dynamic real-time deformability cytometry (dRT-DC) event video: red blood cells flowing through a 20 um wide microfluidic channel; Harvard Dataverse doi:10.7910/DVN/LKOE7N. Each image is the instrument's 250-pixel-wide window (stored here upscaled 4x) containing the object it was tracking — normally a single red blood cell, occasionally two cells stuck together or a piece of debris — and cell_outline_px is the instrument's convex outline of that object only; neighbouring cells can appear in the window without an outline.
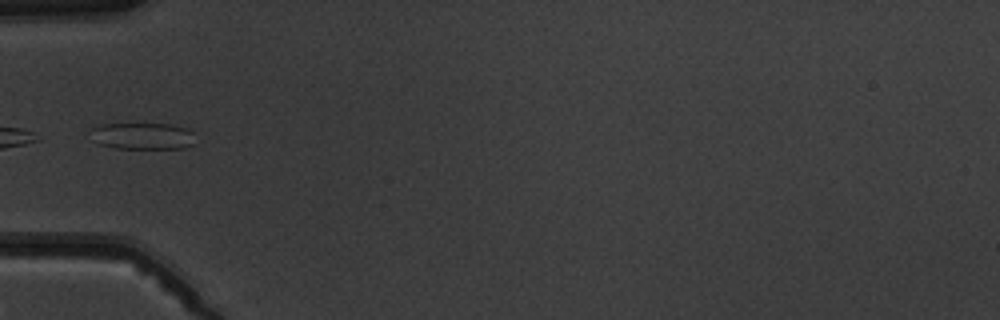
{"species": "common noctule bat (a hibernating species)", "species_latin": "Nyctalus noctula", "temperature_condition": "warm", "stored_images_in_passage": 6, "camera_frame_rate_fps": 3000, "um_per_image_px": 0.085, "animal": {"sex": "male", "body_mass_g": 19.5, "forearm_length_mm": 54.6}, "frame": {"image": 1, "passage_image": 5, "time_ms": 4.667, "image_size_px": [1000, 320], "cell_outline_px": [[196, 144], [184, 148], [116, 148], [100, 144], [92, 140], [92, 128], [100, 124], [172, 124], [188, 128], [192, 132]], "centroid_in_image_um": [12.17, 11.56], "position_along_channel_um": 72.8, "area_um2": 16.36}}
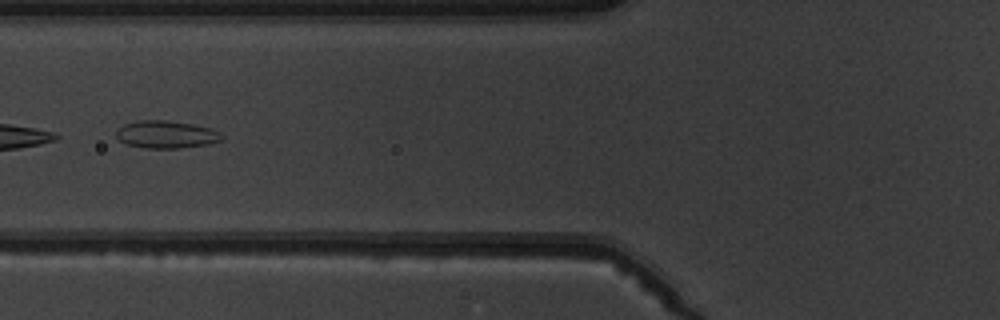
{"frame": {"image": 2, "passage_image": 6, "time_ms": 5.667, "image_size_px": [1000, 320], "cell_outline_px": [[224, 136], [220, 140], [208, 144], [180, 148], [144, 148], [128, 144], [120, 140], [116, 136], [116, 132], [124, 124], [136, 120], [164, 120], [192, 124], [212, 128], [220, 132]], "centroid_in_image_um": [14.14, 11.42], "position_along_channel_um": 111.7, "area_um2": 16.88}}